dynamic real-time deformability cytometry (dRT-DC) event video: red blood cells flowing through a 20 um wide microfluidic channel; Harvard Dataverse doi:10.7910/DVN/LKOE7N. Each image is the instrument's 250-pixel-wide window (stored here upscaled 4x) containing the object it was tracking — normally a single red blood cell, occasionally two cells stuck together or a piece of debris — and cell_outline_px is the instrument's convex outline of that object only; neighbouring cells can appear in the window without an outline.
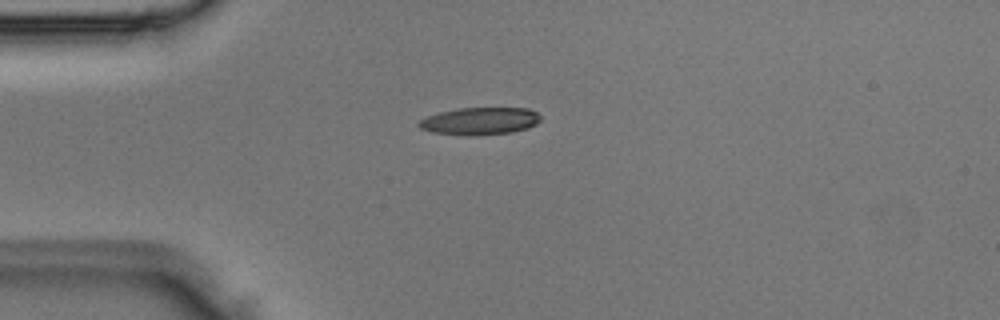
{"species": "Egyptian fruit bat (a non-hibernating species)", "species_latin": "Rousettus aegyptiacus", "temperature_condition": "room temperature", "stored_images_in_passage": 4, "camera_frame_rate_fps": 3000, "um_per_image_px": 0.085, "animal": {"sex": "male"}, "frame": {"image": 1, "passage_image": 2, "time_ms": 0.333, "image_size_px": [1000, 320], "cell_outline_px": [[540, 120], [536, 124], [528, 128], [512, 132], [476, 136], [432, 132], [420, 128], [416, 124], [420, 120], [428, 116], [440, 112], [456, 108], [528, 108], [536, 112], [540, 116]], "centroid_in_image_um": [40.79, 10.29], "position_along_channel_um": 44.2, "area_um2": 19.42}}